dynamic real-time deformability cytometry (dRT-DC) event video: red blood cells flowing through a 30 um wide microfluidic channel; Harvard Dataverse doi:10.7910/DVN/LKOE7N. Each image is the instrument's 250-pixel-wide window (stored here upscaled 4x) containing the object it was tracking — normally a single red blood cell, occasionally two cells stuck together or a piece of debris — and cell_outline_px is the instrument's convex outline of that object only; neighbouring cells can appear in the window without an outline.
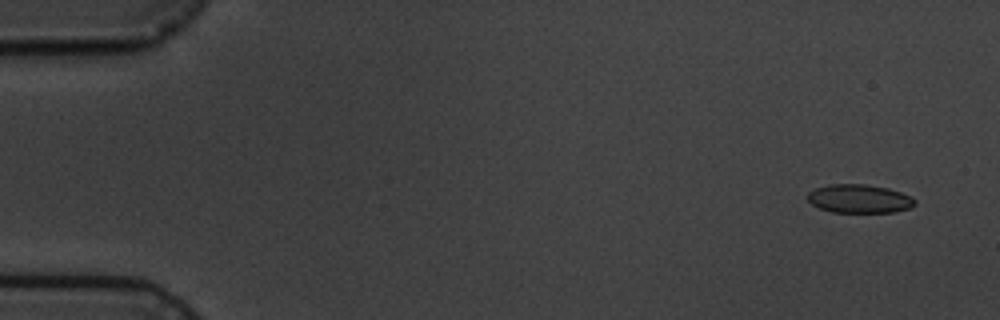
{"species": "common noctule bat (a hibernating species)", "species_latin": "Nyctalus noctula", "temperature_condition": "cold", "stored_images_in_passage": 6, "camera_frame_rate_fps": 3000, "um_per_image_px": 0.085, "animal": {"sex": "male", "body_mass_g": 19.5, "forearm_length_mm": 54.6}, "frame": {"image": 1, "passage_image": 2, "time_ms": 1.0, "image_size_px": [1000, 320], "cell_outline_px": [[916, 204], [912, 208], [896, 212], [832, 212], [820, 208], [812, 204], [808, 200], [808, 192], [816, 188], [828, 184], [864, 184], [888, 188], [912, 196], [916, 200]], "centroid_in_image_um": [73.08, 16.89], "position_along_channel_um": 11.9, "area_um2": 17.98}}
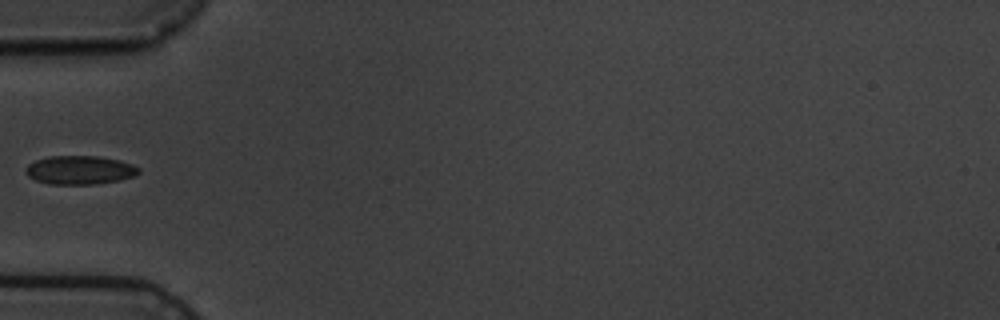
{"frame": {"image": 2, "passage_image": 6, "time_ms": 6.333, "image_size_px": [1000, 320], "cell_outline_px": [[140, 172], [132, 176], [120, 180], [96, 184], [48, 184], [36, 180], [28, 176], [24, 172], [24, 168], [28, 164], [36, 160], [48, 156], [100, 156], [120, 160], [132, 164], [140, 168]], "centroid_in_image_um": [6.76, 14.45], "position_along_channel_um": 78.2, "area_um2": 19.02}}